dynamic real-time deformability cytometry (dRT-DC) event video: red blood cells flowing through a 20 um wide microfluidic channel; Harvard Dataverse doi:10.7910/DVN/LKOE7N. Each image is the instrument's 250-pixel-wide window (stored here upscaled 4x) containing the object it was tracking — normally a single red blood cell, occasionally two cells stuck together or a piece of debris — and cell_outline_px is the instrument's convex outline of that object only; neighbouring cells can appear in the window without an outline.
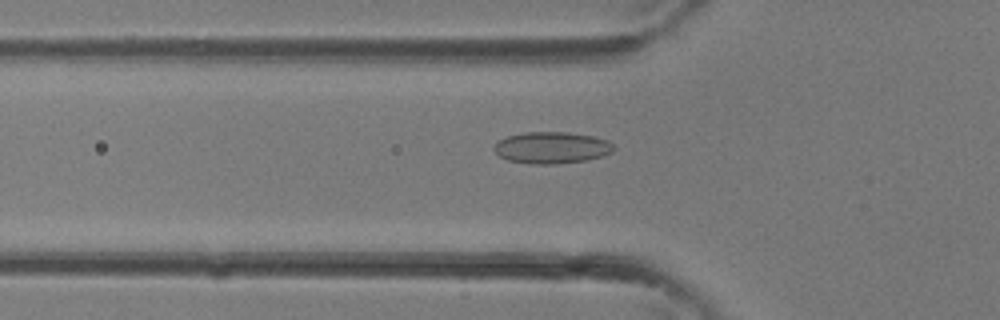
{"species": "common noctule bat (a hibernating species)", "species_latin": "Nyctalus noctula", "temperature_condition": "room temperature", "stored_images_in_passage": 28, "camera_frame_rate_fps": 3000, "um_per_image_px": 0.085, "animal": {"sex": "female"}, "frame": {"image": 1, "passage_image": 4, "time_ms": 1.0, "image_size_px": [1000, 320], "cell_outline_px": [[616, 148], [612, 152], [604, 156], [584, 160], [552, 164], [532, 164], [508, 160], [500, 156], [492, 148], [500, 140], [508, 136], [524, 132], [568, 132], [592, 136], [608, 140]], "centroid_in_image_um": [46.92, 12.55], "position_along_channel_um": 78.9, "area_um2": 21.96}}
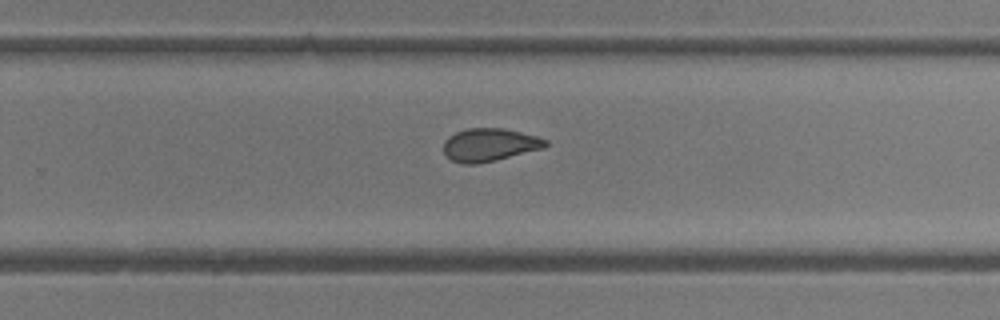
{"frame": {"image": 2, "passage_image": 15, "time_ms": 4.667, "image_size_px": [1000, 320], "cell_outline_px": [[548, 144], [544, 148], [496, 160], [476, 164], [464, 164], [452, 160], [444, 152], [444, 140], [448, 136], [456, 132], [468, 128], [504, 128], [536, 136], [548, 140]], "centroid_in_image_um": [41.61, 12.3], "position_along_channel_um": 288.2, "area_um2": 19.54}}
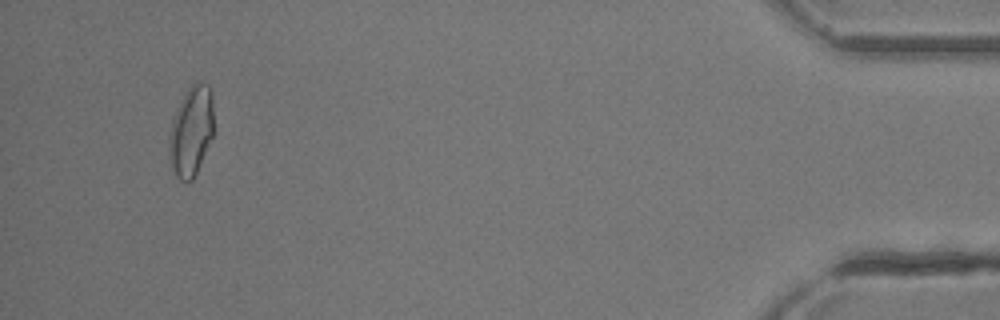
{"frame": {"image": 3, "passage_image": 26, "time_ms": 8.333, "image_size_px": [1000, 320], "cell_outline_px": [[212, 136], [196, 172], [192, 180], [180, 180], [176, 176], [172, 168], [168, 152], [168, 140], [172, 120], [188, 88], [196, 80], [208, 84], [212, 92]], "centroid_in_image_um": [16.23, 11.12], "position_along_channel_um": 419.0, "area_um2": 22.95}}